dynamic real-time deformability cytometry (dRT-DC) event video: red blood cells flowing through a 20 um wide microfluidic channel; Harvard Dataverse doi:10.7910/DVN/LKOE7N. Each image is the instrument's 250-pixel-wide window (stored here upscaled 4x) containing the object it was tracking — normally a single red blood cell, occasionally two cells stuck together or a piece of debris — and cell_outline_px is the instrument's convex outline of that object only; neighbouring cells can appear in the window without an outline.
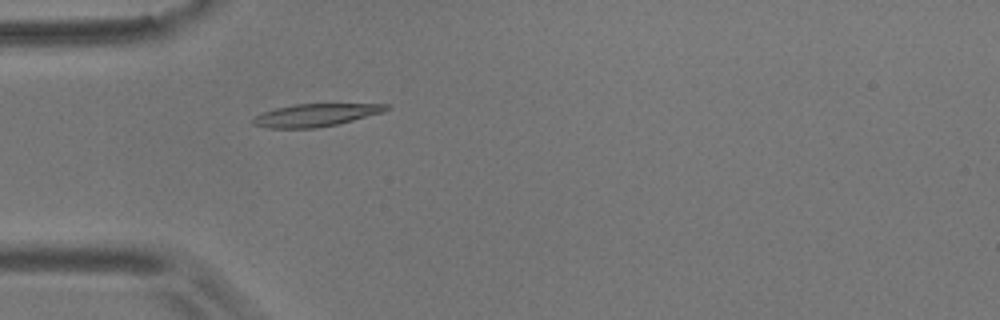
{"species": "common noctule bat (a hibernating species)", "species_latin": "Nyctalus noctula", "temperature_condition": "room temperature", "stored_images_in_passage": 3, "camera_frame_rate_fps": 3000, "um_per_image_px": 0.085, "animal": {"sex": "male", "body_mass_g": 17.9}, "frame": {"image": 1, "passage_image": 3, "time_ms": 2.0, "image_size_px": [1000, 320], "cell_outline_px": [[392, 108], [384, 112], [336, 124], [316, 128], [268, 128], [252, 124], [252, 120], [256, 116], [264, 112], [276, 108], [296, 104], [388, 104]], "centroid_in_image_um": [26.85, 9.78], "position_along_channel_um": 58.1, "area_um2": 17.4}}